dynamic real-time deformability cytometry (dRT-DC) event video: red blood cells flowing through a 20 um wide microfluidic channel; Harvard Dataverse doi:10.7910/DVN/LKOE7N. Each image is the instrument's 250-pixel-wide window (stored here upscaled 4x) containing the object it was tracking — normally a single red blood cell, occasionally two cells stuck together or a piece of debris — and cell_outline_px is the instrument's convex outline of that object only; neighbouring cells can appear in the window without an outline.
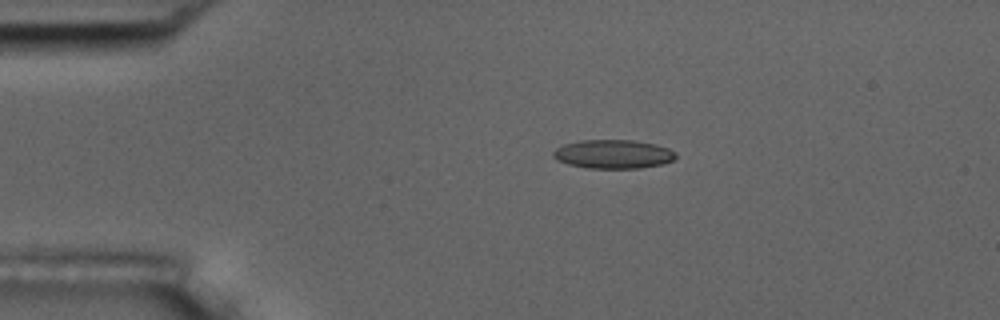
{"species": "common noctule bat (a hibernating species)", "species_latin": "Nyctalus noctula", "temperature_condition": "room temperature", "stored_images_in_passage": 4, "camera_frame_rate_fps": 3000, "um_per_image_px": 0.085, "animal": {"sex": "male", "body_mass_g": 17.5, "forearm_length_mm": 52.3}, "frame": {"image": 1, "passage_image": 1, "time_ms": 0.0, "image_size_px": [1000, 320], "cell_outline_px": [[676, 156], [672, 160], [664, 164], [640, 168], [588, 168], [568, 164], [556, 160], [552, 156], [552, 152], [556, 148], [564, 144], [580, 140], [632, 140], [656, 144], [668, 148], [676, 152]], "centroid_in_image_um": [52.11, 13.1], "position_along_channel_um": 32.9, "area_um2": 20.69}}
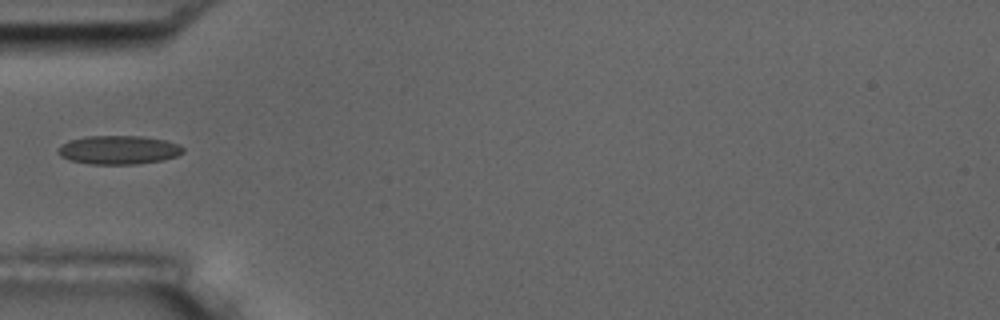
{"frame": {"image": 2, "passage_image": 3, "time_ms": 2.333, "image_size_px": [1000, 320], "cell_outline_px": [[184, 152], [176, 156], [164, 160], [136, 164], [92, 164], [68, 160], [60, 156], [56, 152], [56, 148], [60, 144], [68, 140], [88, 136], [140, 136], [164, 140], [180, 144], [184, 148]], "centroid_in_image_um": [10.04, 12.74], "position_along_channel_um": 75.0, "area_um2": 21.15}}